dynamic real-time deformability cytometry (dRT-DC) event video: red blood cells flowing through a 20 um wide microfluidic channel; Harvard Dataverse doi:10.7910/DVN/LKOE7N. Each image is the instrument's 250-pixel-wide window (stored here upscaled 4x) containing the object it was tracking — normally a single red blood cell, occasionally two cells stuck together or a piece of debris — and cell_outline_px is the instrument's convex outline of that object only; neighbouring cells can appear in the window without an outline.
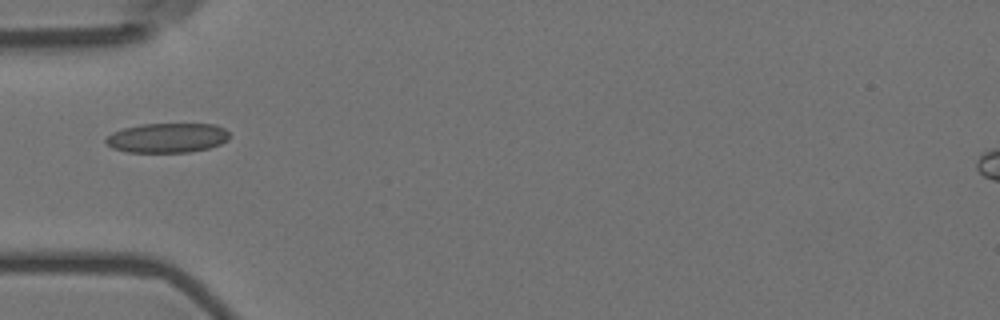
{"species": "Egyptian fruit bat (a non-hibernating species)", "species_latin": "Rousettus aegyptiacus", "temperature_condition": "room temperature", "stored_images_in_passage": 6, "camera_frame_rate_fps": 3000, "um_per_image_px": 0.085, "animal": {"sex": "female"}, "frame": {"image": 1, "passage_image": 1, "time_ms": 0.0, "image_size_px": [1000, 320], "cell_outline_px": [[228, 140], [220, 144], [208, 148], [188, 152], [128, 152], [112, 148], [104, 140], [112, 132], [124, 128], [140, 124], [216, 124], [224, 128], [228, 132]], "centroid_in_image_um": [14.22, 11.71], "position_along_channel_um": 70.8, "area_um2": 21.27}}
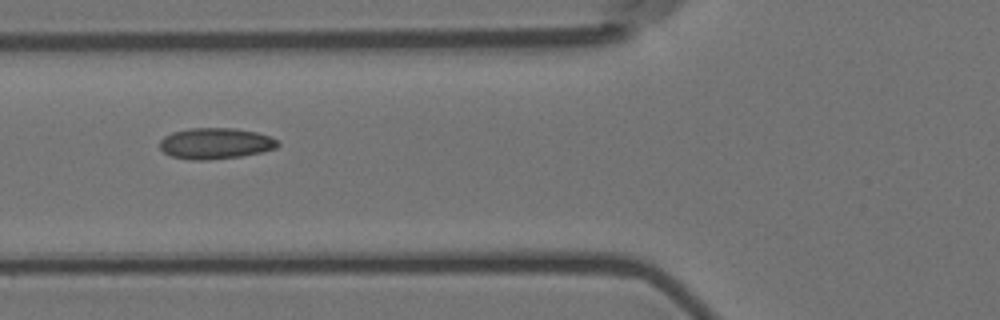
{"frame": {"image": 2, "passage_image": 4, "time_ms": 1.0, "image_size_px": [1000, 320], "cell_outline_px": [[280, 144], [276, 148], [260, 152], [240, 156], [208, 160], [192, 160], [172, 156], [164, 152], [160, 148], [160, 140], [164, 136], [172, 132], [188, 128], [236, 128], [256, 132], [268, 136], [276, 140]], "centroid_in_image_um": [18.29, 12.18], "position_along_channel_um": 107.5, "area_um2": 21.27}}